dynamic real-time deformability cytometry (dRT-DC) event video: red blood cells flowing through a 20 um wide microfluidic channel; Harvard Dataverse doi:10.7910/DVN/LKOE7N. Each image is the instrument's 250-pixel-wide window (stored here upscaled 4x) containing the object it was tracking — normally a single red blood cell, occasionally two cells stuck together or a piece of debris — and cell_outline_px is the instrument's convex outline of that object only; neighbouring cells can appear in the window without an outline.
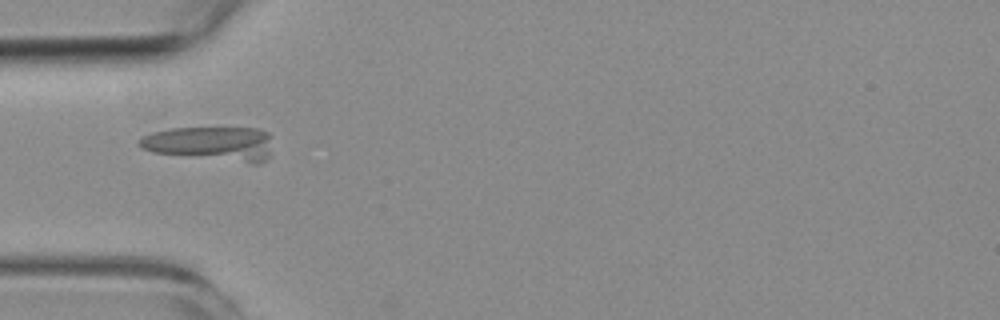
{"species": "common noctule bat (a hibernating species)", "species_latin": "Nyctalus noctula", "temperature_condition": "room temperature", "stored_images_in_passage": 4, "camera_frame_rate_fps": 3000, "um_per_image_px": 0.085, "animal": {"sex": "female", "body_mass_g": 19.3, "forearm_length_mm": 54.1}, "frame": {"image": 1, "passage_image": 2, "time_ms": 1.333, "image_size_px": [1000, 320], "cell_outline_px": [[272, 136], [268, 160], [260, 164], [252, 164], [152, 152], [140, 148], [136, 144], [136, 140], [140, 136], [152, 132], [172, 128], [256, 128], [268, 132]], "centroid_in_image_um": [17.93, 12.21], "position_along_channel_um": 67.1, "area_um2": 27.28}}
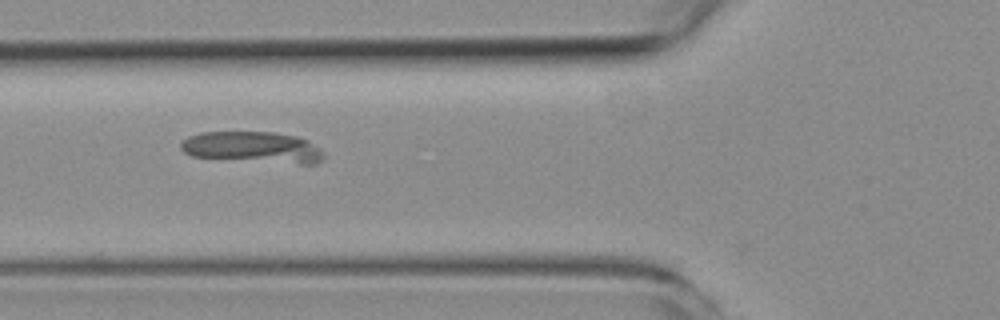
{"frame": {"image": 2, "passage_image": 3, "time_ms": 2.333, "image_size_px": [1000, 320], "cell_outline_px": [[324, 156], [316, 164], [300, 164], [192, 156], [184, 152], [180, 148], [180, 144], [188, 136], [200, 132], [276, 132], [296, 136], [308, 140], [324, 152]], "centroid_in_image_um": [21.5, 12.51], "position_along_channel_um": 104.3, "area_um2": 25.89}}
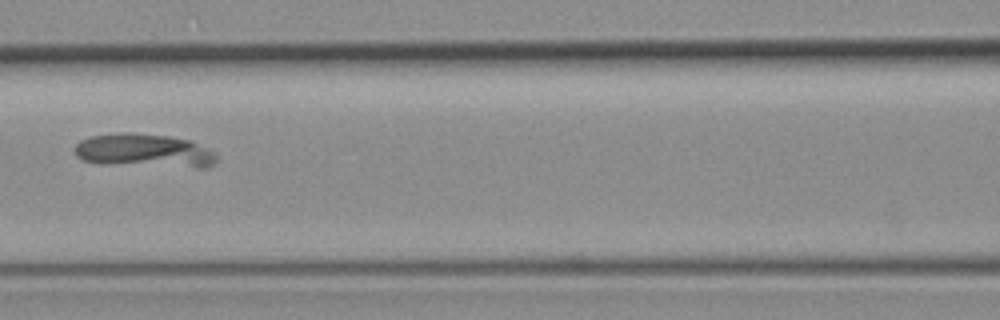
{"frame": {"image": 3, "passage_image": 4, "time_ms": 3.667, "image_size_px": [1000, 320], "cell_outline_px": [[216, 160], [208, 168], [196, 168], [100, 164], [84, 160], [76, 156], [72, 148], [80, 140], [92, 136], [120, 132], [132, 132], [168, 136], [192, 140], [216, 152]], "centroid_in_image_um": [12.26, 12.82], "position_along_channel_um": 154.3, "area_um2": 28.5}}